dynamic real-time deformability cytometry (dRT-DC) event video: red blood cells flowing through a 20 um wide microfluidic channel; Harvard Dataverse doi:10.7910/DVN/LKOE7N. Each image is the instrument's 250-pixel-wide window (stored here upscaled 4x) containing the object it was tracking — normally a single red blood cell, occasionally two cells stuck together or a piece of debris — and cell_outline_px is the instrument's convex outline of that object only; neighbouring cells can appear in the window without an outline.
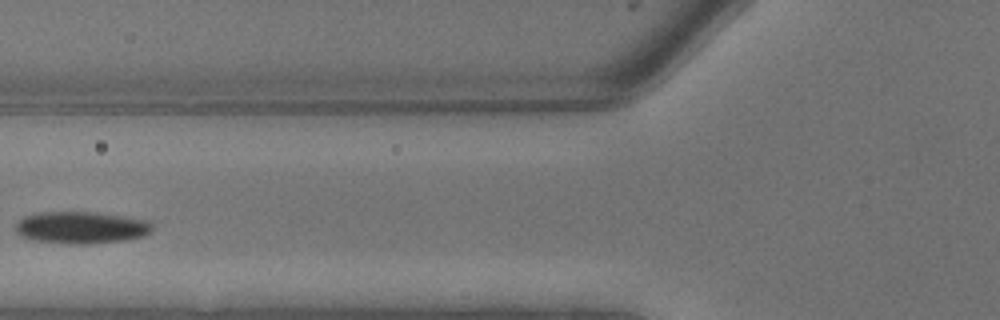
{"species": "common noctule bat (a hibernating species)", "species_latin": "Nyctalus noctula", "temperature_condition": "warm", "stored_images_in_passage": 5, "camera_frame_rate_fps": 3000, "um_per_image_px": 0.085, "animal": {"sex": "male", "body_mass_g": 13.3}, "frame": {"image": 1, "passage_image": 3, "time_ms": 0.667, "image_size_px": [1000, 320], "cell_outline_px": [[152, 232], [144, 236], [124, 240], [80, 244], [76, 244], [36, 240], [20, 236], [16, 232], [16, 224], [24, 216], [40, 212], [96, 212], [124, 216], [148, 220], [152, 224]], "centroid_in_image_um": [6.93, 19.33], "position_along_channel_um": 118.9, "area_um2": 25.37}}